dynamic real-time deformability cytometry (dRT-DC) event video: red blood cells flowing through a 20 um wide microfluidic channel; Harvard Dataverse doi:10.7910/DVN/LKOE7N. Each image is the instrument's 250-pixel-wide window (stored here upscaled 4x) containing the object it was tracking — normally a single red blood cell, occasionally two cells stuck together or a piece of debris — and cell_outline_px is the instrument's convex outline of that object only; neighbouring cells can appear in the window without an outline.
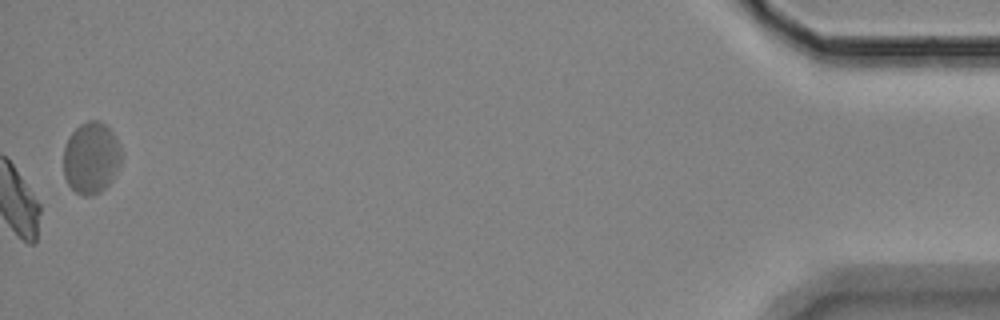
{"species": "Egyptian fruit bat (a non-hibernating species)", "species_latin": "Rousettus aegyptiacus", "temperature_condition": "room temperature", "stored_images_in_passage": 40, "camera_frame_rate_fps": 3000, "um_per_image_px": 0.085, "animal": {"sex": "female"}, "frame": {"image": 1, "passage_image": 40, "time_ms": 13.0, "image_size_px": [1000, 320], "cell_outline_px": [[120, 164], [112, 180], [100, 192], [92, 196], [84, 196], [76, 192], [68, 184], [64, 176], [64, 148], [68, 136], [80, 124], [88, 120], [100, 120], [112, 132], [120, 144]], "centroid_in_image_um": [7.74, 13.41], "position_along_channel_um": 427.5, "area_um2": 24.16}, "authors_computed_cell_mechanics": {"area_um2": 19.941, "velocity_mm_per_s": 3.499, "shape_relaxation_time_tau1_ms": null, "shape_relaxation_time_tau2_ms": 3.1005, "deformation_change_tau1": null, "deformation_change_tau2": 0.1057}}